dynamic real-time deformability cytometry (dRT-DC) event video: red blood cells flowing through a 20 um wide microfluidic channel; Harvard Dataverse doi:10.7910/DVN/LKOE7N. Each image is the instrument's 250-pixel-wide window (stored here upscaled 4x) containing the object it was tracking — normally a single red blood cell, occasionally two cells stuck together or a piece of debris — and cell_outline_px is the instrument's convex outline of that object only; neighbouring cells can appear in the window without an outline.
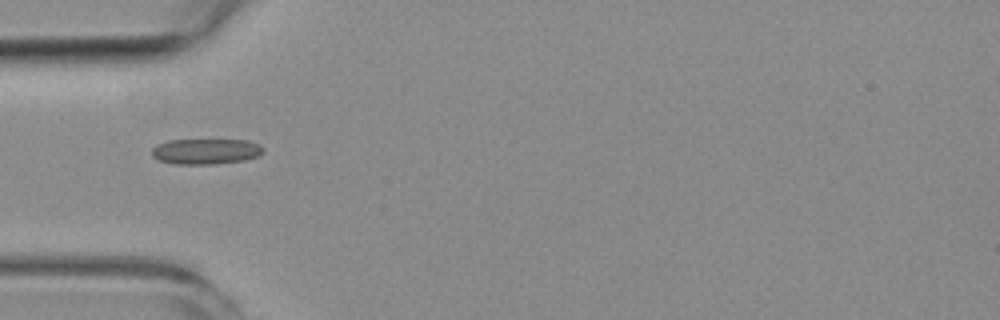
{"species": "common noctule bat (a hibernating species)", "species_latin": "Nyctalus noctula", "temperature_condition": "room temperature", "stored_images_in_passage": 3, "camera_frame_rate_fps": 3000, "um_per_image_px": 0.085, "animal": {"sex": "female", "body_mass_g": 19.3, "forearm_length_mm": 54.1}, "frame": {"image": 1, "passage_image": 1, "time_ms": 0.0, "image_size_px": [1000, 320], "cell_outline_px": [[264, 152], [260, 156], [244, 160], [216, 164], [176, 164], [160, 160], [152, 156], [152, 148], [156, 144], [168, 140], [248, 140], [260, 144], [264, 148]], "centroid_in_image_um": [17.53, 12.86], "position_along_channel_um": 67.5, "area_um2": 16.76}}
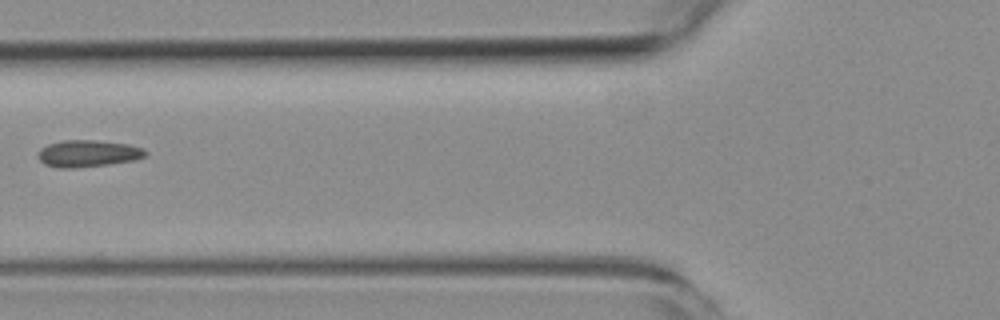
{"frame": {"image": 2, "passage_image": 2, "time_ms": 1.333, "image_size_px": [1000, 320], "cell_outline_px": [[148, 152], [144, 156], [136, 160], [108, 164], [76, 168], [56, 168], [44, 164], [36, 156], [36, 152], [40, 148], [48, 144], [64, 140], [96, 140], [128, 144], [144, 148]], "centroid_in_image_um": [7.44, 13.05], "position_along_channel_um": 118.4, "area_um2": 17.05}}
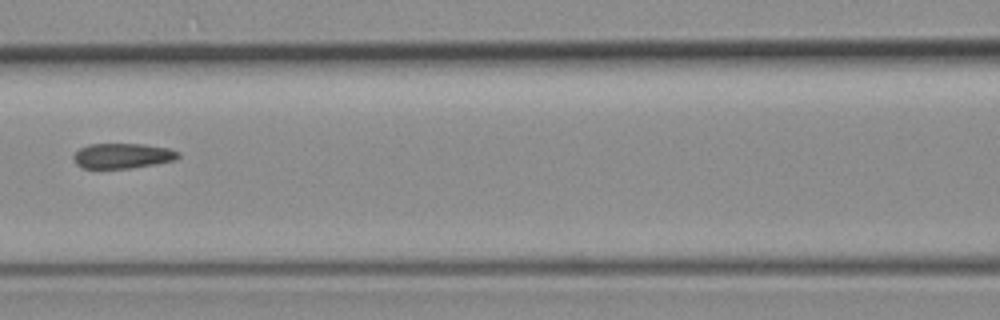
{"frame": {"image": 3, "passage_image": 3, "time_ms": 2.333, "image_size_px": [1000, 320], "cell_outline_px": [[180, 156], [172, 160], [156, 164], [128, 168], [80, 168], [76, 164], [72, 156], [80, 148], [88, 144], [144, 144], [168, 148], [180, 152]], "centroid_in_image_um": [10.39, 13.24], "position_along_channel_um": 156.2, "area_um2": 15.32}}